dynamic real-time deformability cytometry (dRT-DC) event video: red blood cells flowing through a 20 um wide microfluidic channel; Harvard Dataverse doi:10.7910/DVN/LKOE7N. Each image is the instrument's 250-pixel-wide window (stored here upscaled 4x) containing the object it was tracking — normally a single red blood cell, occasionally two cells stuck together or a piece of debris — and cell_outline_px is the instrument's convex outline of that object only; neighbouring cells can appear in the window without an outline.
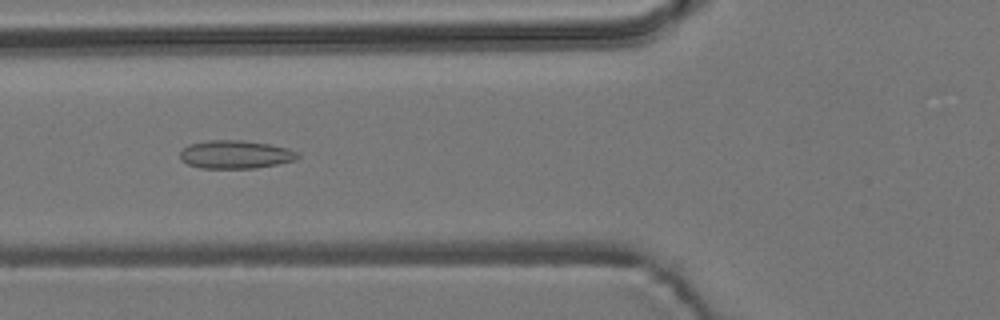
{"species": "common noctule bat (a hibernating species)", "species_latin": "Nyctalus noctula", "temperature_condition": "room temperature", "stored_images_in_passage": 55, "camera_frame_rate_fps": 3000, "um_per_image_px": 0.085, "animal": {"sex": "male", "body_mass_g": 19.2, "forearm_length_mm": 51.8}, "frame": {"image": 1, "passage_image": 21, "time_ms": 6.667, "image_size_px": [1000, 320], "cell_outline_px": [[300, 156], [296, 160], [256, 168], [200, 168], [188, 164], [180, 160], [180, 152], [188, 144], [208, 140], [240, 140], [268, 144], [288, 148], [296, 152]], "centroid_in_image_um": [19.99, 13.13], "position_along_channel_um": 105.8, "area_um2": 19.31}}
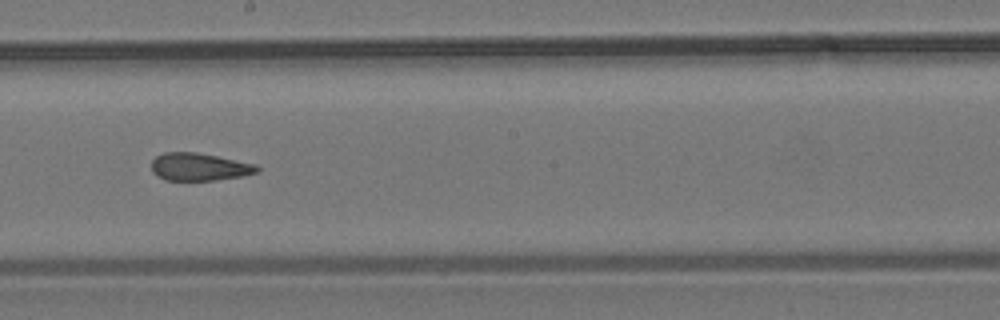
{"frame": {"image": 2, "passage_image": 31, "time_ms": 10.0, "image_size_px": [1000, 320], "cell_outline_px": [[260, 172], [240, 176], [216, 180], [164, 180], [156, 176], [152, 172], [152, 160], [156, 156], [164, 152], [196, 152], [256, 164], [260, 168]], "centroid_in_image_um": [16.92, 14.18], "position_along_channel_um": 231.3, "area_um2": 17.05}}
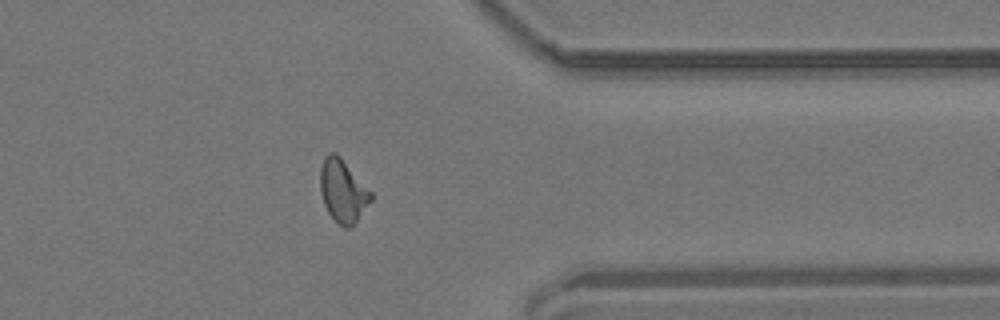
{"frame": {"image": 3, "passage_image": 44, "time_ms": 14.333, "image_size_px": [1000, 320], "cell_outline_px": [[372, 200], [356, 220], [348, 228], [344, 228], [328, 212], [324, 204], [320, 192], [320, 168], [324, 156], [328, 152], [336, 152], [340, 156], [372, 192]], "centroid_in_image_um": [29.12, 16.18], "position_along_channel_um": 382.3, "area_um2": 18.38}, "authors_computed_cell_mechanics": {"area_um2": 18.0914, "velocity_mm_per_s": 3.759, "shape_relaxation_time_tau1_ms": null, "shape_relaxation_time_tau2_ms": 1.8791, "deformation_change_tau1": null, "deformation_change_tau2": 0.086}}